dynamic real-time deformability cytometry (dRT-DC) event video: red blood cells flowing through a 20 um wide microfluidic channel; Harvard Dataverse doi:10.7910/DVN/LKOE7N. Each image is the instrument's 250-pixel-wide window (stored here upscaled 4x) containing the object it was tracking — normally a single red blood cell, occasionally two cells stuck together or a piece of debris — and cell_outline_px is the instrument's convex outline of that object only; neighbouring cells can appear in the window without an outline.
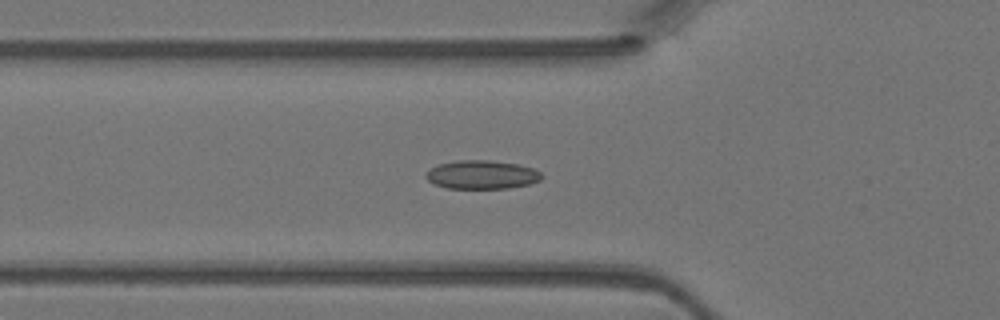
{"species": "Egyptian fruit bat (a non-hibernating species)", "species_latin": "Rousettus aegyptiacus", "temperature_condition": "warm", "stored_images_in_passage": 44, "camera_frame_rate_fps": 3000, "um_per_image_px": 0.085, "animal": {"sex": "female"}, "frame": {"image": 1, "passage_image": 13, "time_ms": 4.0, "image_size_px": [1000, 320], "cell_outline_px": [[544, 176], [540, 180], [528, 184], [508, 188], [448, 188], [436, 184], [428, 180], [424, 176], [436, 164], [456, 160], [488, 160], [516, 164], [532, 168], [540, 172]], "centroid_in_image_um": [40.95, 14.84], "position_along_channel_um": 84.9, "area_um2": 19.13}}
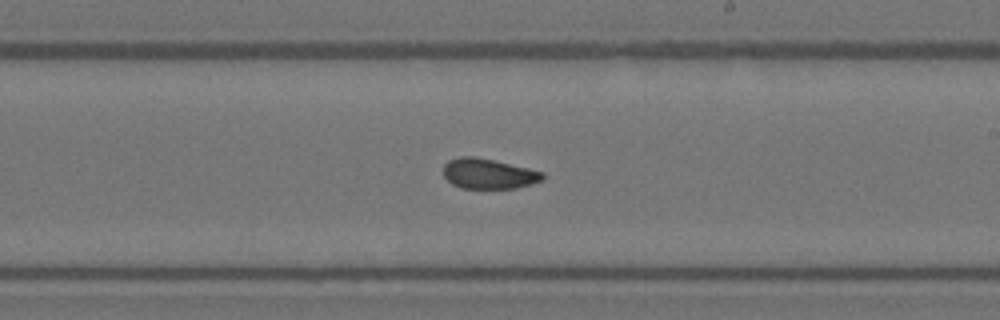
{"frame": {"image": 2, "passage_image": 24, "time_ms": 7.667, "image_size_px": [1000, 320], "cell_outline_px": [[544, 180], [532, 184], [516, 188], [460, 188], [452, 184], [444, 176], [444, 164], [448, 160], [460, 156], [476, 156], [528, 168], [544, 172]], "centroid_in_image_um": [41.53, 14.76], "position_along_channel_um": 247.5, "area_um2": 17.57}}
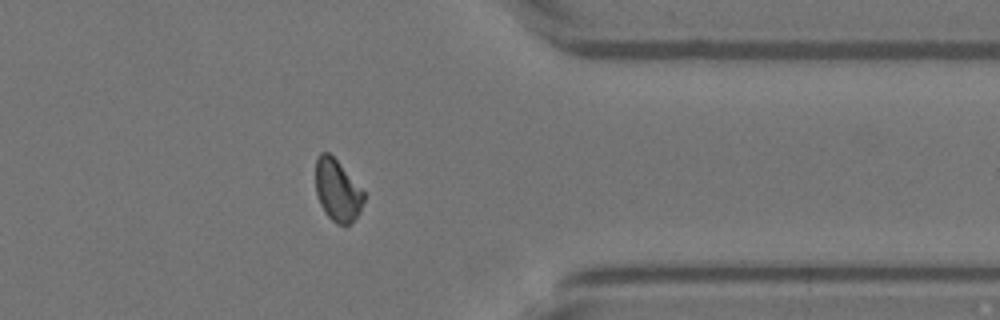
{"frame": {"image": 3, "passage_image": 34, "time_ms": 11.0, "image_size_px": [1000, 320], "cell_outline_px": [[364, 200], [360, 212], [344, 228], [336, 224], [324, 212], [320, 204], [316, 192], [316, 160], [320, 152], [328, 152], [336, 160], [364, 192]], "centroid_in_image_um": [28.66, 16.22], "position_along_channel_um": 382.7, "area_um2": 17.17}}